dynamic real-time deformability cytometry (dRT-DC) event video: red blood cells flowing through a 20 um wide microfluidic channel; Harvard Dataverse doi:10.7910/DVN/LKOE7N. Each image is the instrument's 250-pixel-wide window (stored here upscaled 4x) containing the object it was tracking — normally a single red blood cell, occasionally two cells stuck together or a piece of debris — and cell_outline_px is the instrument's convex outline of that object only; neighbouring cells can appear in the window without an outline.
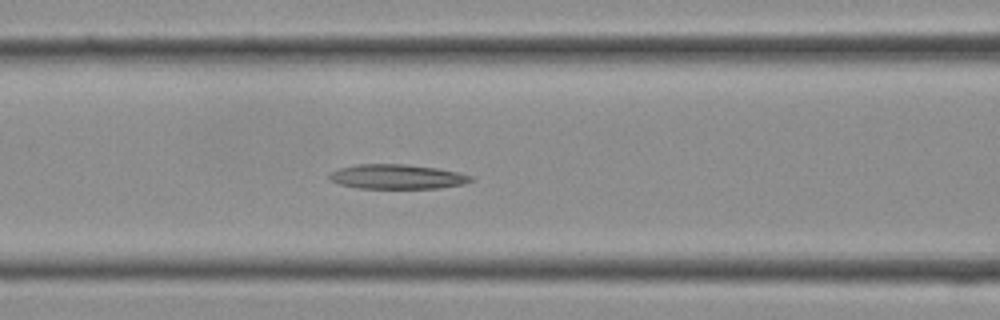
{"species": "Egyptian fruit bat (a non-hibernating species)", "species_latin": "Rousettus aegyptiacus", "temperature_condition": "cold", "stored_images_in_passage": 16, "camera_frame_rate_fps": 3000, "um_per_image_px": 0.085, "frame": {"image": 1, "passage_image": 12, "time_ms": 3.667, "image_size_px": [1000, 320], "cell_outline_px": [[476, 180], [464, 184], [436, 188], [360, 188], [340, 184], [328, 180], [328, 176], [332, 172], [340, 168], [356, 164], [404, 164], [436, 168], [456, 172], [472, 176]], "centroid_in_image_um": [33.75, 15.02], "position_along_channel_um": 132.9, "area_um2": 20.17}}
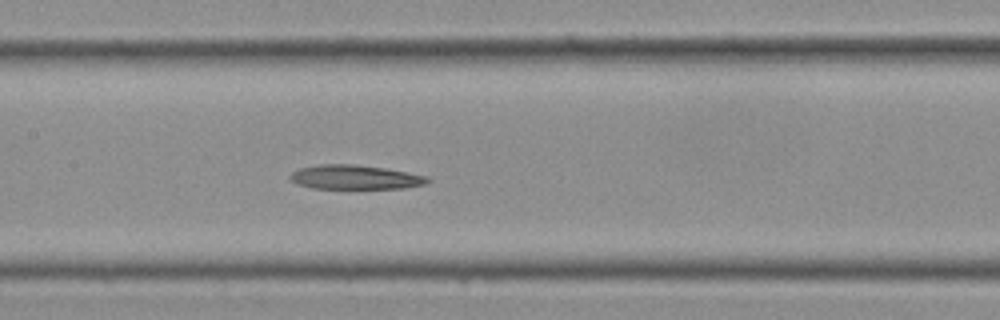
{"frame": {"image": 2, "passage_image": 14, "time_ms": 4.333, "image_size_px": [1000, 320], "cell_outline_px": [[432, 180], [424, 184], [404, 188], [312, 188], [296, 184], [288, 176], [292, 172], [300, 168], [316, 164], [352, 164], [384, 168], [408, 172], [428, 176]], "centroid_in_image_um": [30.17, 15.05], "position_along_channel_um": 177.2, "area_um2": 19.42}}
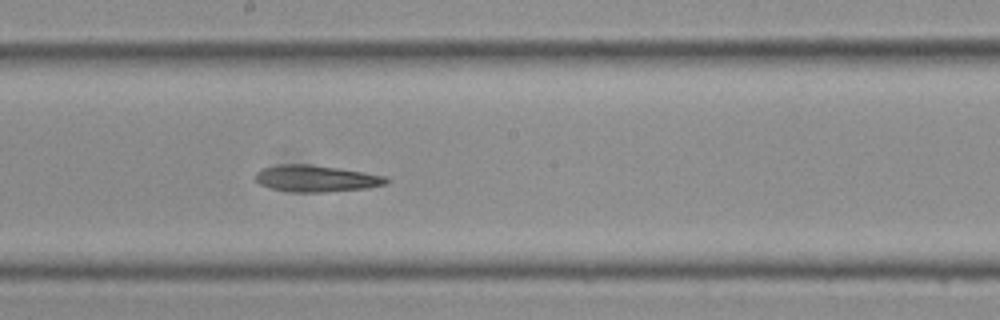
{"frame": {"image": 3, "passage_image": 16, "time_ms": 5.0, "image_size_px": [1000, 320], "cell_outline_px": [[392, 180], [388, 184], [368, 188], [324, 192], [292, 192], [272, 188], [260, 184], [252, 176], [256, 172], [264, 168], [280, 164], [308, 164], [364, 172], [388, 176]], "centroid_in_image_um": [26.92, 15.18], "position_along_channel_um": 221.3, "area_um2": 20.4}}